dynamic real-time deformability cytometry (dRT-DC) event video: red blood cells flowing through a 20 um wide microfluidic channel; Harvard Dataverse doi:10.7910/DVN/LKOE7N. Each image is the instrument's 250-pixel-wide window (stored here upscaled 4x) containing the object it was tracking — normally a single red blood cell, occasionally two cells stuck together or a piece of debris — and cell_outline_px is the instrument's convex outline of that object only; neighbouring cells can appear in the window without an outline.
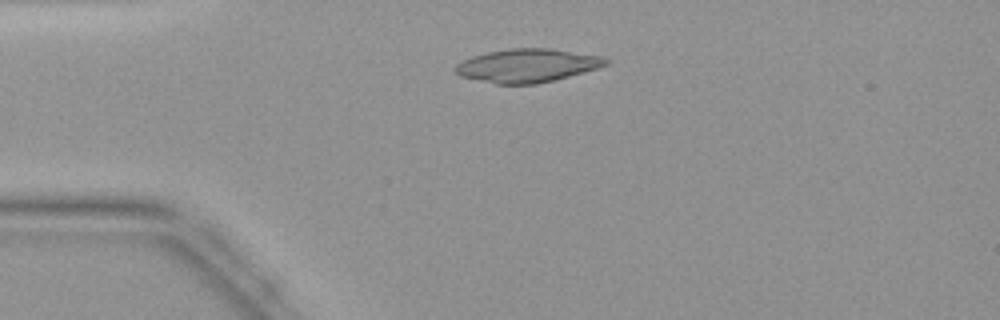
{"species": "common noctule bat (a hibernating species)", "species_latin": "Nyctalus noctula", "temperature_condition": "warm", "stored_images_in_passage": 40, "camera_frame_rate_fps": 3000, "um_per_image_px": 0.085, "animal": {"sex": "female", "body_mass_g": 19.9}, "frame": {"image": 1, "passage_image": 6, "time_ms": 1.667, "image_size_px": [1000, 320], "cell_outline_px": [[612, 60], [608, 64], [596, 68], [568, 76], [536, 84], [496, 84], [460, 76], [452, 68], [456, 64], [472, 56], [488, 52], [508, 48], [548, 48], [604, 56]], "centroid_in_image_um": [44.82, 5.56], "position_along_channel_um": 40.2, "area_um2": 29.25}}
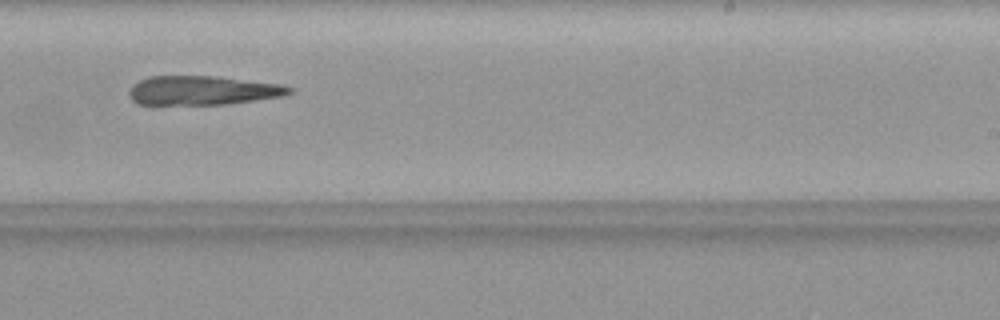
{"frame": {"image": 2, "passage_image": 23, "time_ms": 7.333, "image_size_px": [1000, 320], "cell_outline_px": [[292, 92], [284, 96], [228, 104], [136, 104], [132, 100], [128, 92], [132, 84], [148, 76], [220, 76], [280, 84], [292, 88]], "centroid_in_image_um": [17.22, 7.68], "position_along_channel_um": 271.8, "area_um2": 27.28}}
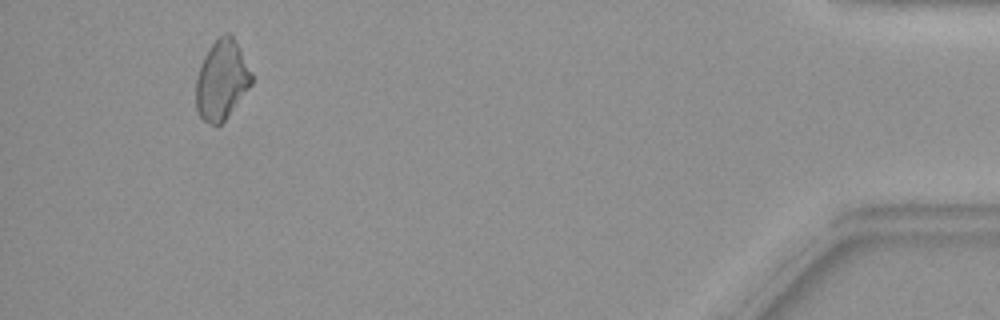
{"frame": {"image": 3, "passage_image": 37, "time_ms": 12.0, "image_size_px": [1000, 320], "cell_outline_px": [[252, 84], [224, 120], [216, 128], [204, 120], [200, 116], [196, 108], [196, 80], [200, 64], [204, 56], [212, 44], [224, 32], [228, 32], [232, 36], [240, 48], [252, 72]], "centroid_in_image_um": [18.84, 6.8], "position_along_channel_um": 416.4, "area_um2": 25.66}}